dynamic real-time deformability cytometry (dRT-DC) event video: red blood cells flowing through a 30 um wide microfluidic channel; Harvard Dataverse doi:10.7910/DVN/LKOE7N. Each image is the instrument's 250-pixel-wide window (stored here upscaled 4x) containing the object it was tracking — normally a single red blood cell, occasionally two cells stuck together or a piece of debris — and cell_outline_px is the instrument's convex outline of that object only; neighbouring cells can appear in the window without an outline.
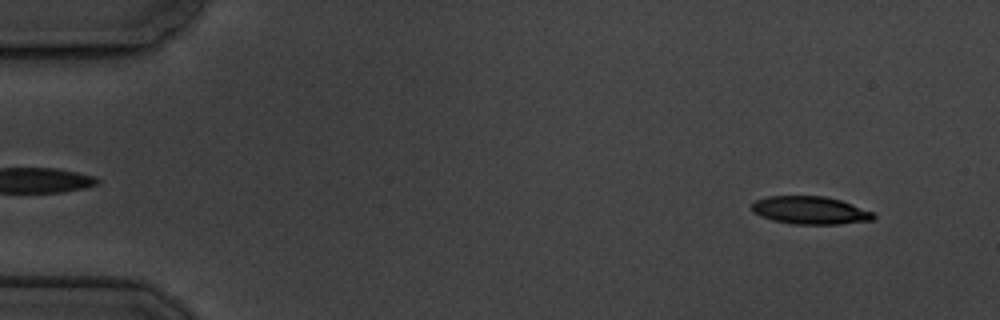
{"species": "common noctule bat (a hibernating species)", "species_latin": "Nyctalus noctula", "temperature_condition": "cold", "stored_images_in_passage": 9, "camera_frame_rate_fps": 3000, "um_per_image_px": 0.085, "animal": {"sex": "male", "body_mass_g": 19.5, "forearm_length_mm": 54.6}, "frame": {"image": 1, "passage_image": 2, "time_ms": 1.0, "image_size_px": [1000, 320], "cell_outline_px": [[876, 216], [872, 220], [840, 224], [792, 224], [772, 220], [760, 216], [752, 212], [752, 204], [756, 200], [768, 196], [824, 196], [840, 200], [876, 212]], "centroid_in_image_um": [68.88, 17.88], "position_along_channel_um": 16.1, "area_um2": 19.88}}
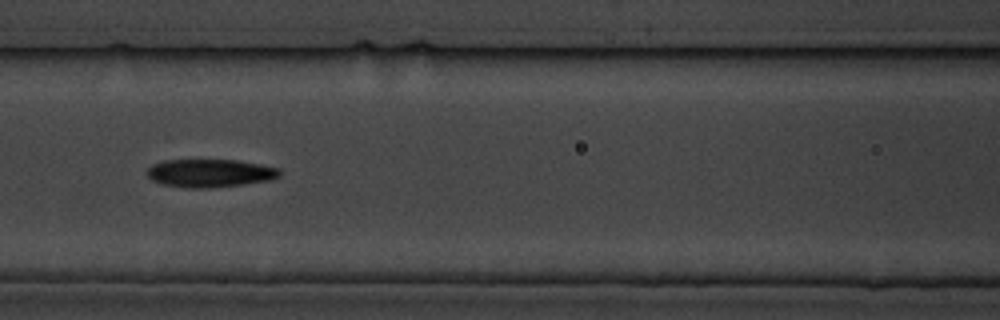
{"frame": {"image": 2, "passage_image": 8, "time_ms": 8.0, "image_size_px": [1000, 320], "cell_outline_px": [[280, 176], [272, 180], [244, 184], [208, 188], [192, 188], [164, 184], [152, 180], [148, 176], [148, 168], [152, 164], [164, 160], [236, 160], [260, 164], [280, 168]], "centroid_in_image_um": [17.88, 14.71], "position_along_channel_um": 148.7, "area_um2": 21.62}}
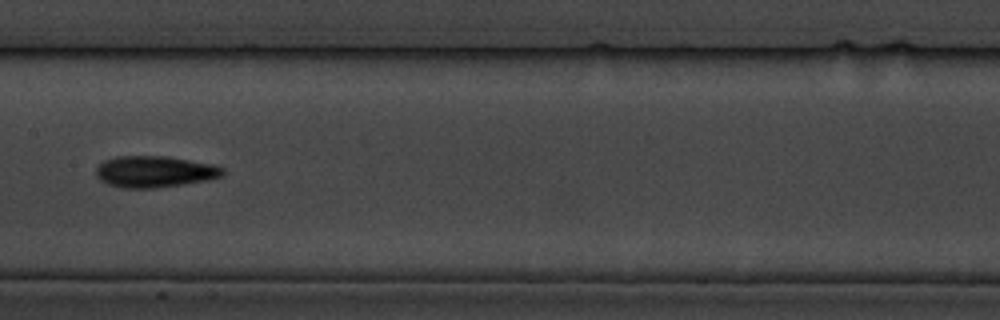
{"frame": {"image": 3, "passage_image": 9, "time_ms": 9.333, "image_size_px": [1000, 320], "cell_outline_px": [[224, 176], [208, 180], [156, 188], [120, 188], [108, 184], [100, 180], [96, 176], [96, 168], [104, 160], [116, 156], [168, 156], [216, 164], [224, 168]], "centroid_in_image_um": [13.17, 14.58], "position_along_channel_um": 194.2, "area_um2": 23.52}}